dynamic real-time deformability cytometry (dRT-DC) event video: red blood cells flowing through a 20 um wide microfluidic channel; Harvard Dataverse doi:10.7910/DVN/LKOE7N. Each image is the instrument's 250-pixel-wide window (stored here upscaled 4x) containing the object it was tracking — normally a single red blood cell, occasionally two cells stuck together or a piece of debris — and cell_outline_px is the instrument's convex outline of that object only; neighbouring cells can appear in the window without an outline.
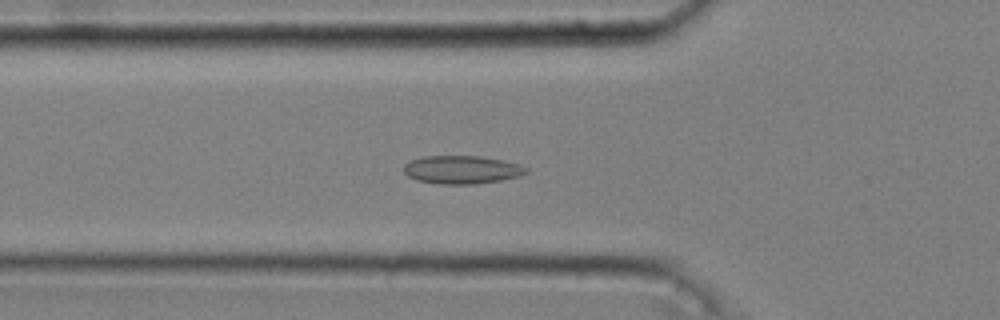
{"species": "common noctule bat (a hibernating species)", "species_latin": "Nyctalus noctula", "temperature_condition": "cold", "stored_images_in_passage": 54, "camera_frame_rate_fps": 3000, "um_per_image_px": 0.085, "animal": {"sex": "male", "body_mass_g": 20.4}, "frame": {"image": 1, "passage_image": 19, "time_ms": 6.0, "image_size_px": [1000, 320], "cell_outline_px": [[528, 172], [520, 176], [500, 180], [476, 184], [436, 184], [416, 180], [408, 176], [404, 172], [404, 164], [412, 160], [424, 156], [480, 156], [504, 160], [520, 164], [528, 168]], "centroid_in_image_um": [39.27, 14.43], "position_along_channel_um": 86.5, "area_um2": 20.23}}
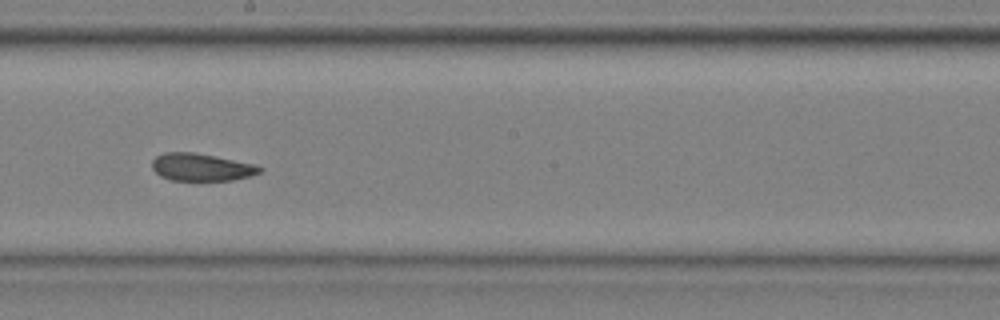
{"frame": {"image": 2, "passage_image": 31, "time_ms": 10.0, "image_size_px": [1000, 320], "cell_outline_px": [[264, 168], [260, 172], [252, 176], [232, 180], [172, 180], [160, 176], [152, 168], [152, 160], [156, 156], [164, 152], [192, 152], [252, 164]], "centroid_in_image_um": [17.08, 14.22], "position_along_channel_um": 231.1, "area_um2": 16.99}}
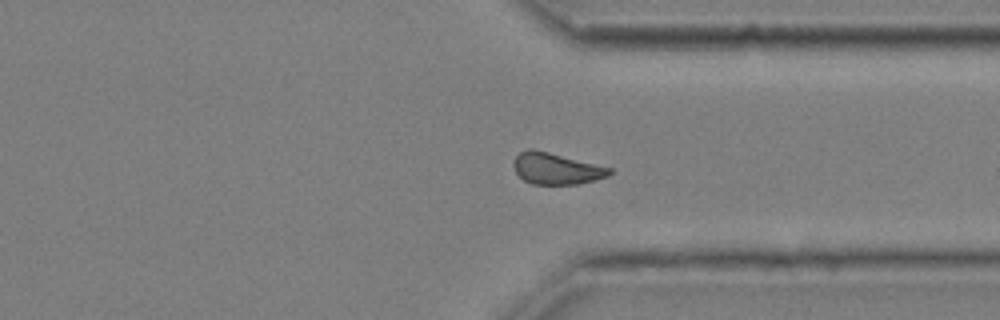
{"frame": {"image": 3, "passage_image": 42, "time_ms": 13.667, "image_size_px": [1000, 320], "cell_outline_px": [[612, 172], [608, 176], [596, 180], [576, 184], [532, 184], [524, 180], [516, 172], [512, 164], [516, 156], [520, 152], [528, 148], [532, 148], [612, 168]], "centroid_in_image_um": [47.27, 14.33], "position_along_channel_um": 364.1, "area_um2": 17.46}, "authors_computed_cell_mechanics": {"area_um2": 17.9469, "velocity_mm_per_s": 3.6097, "shape_relaxation_time_tau1_ms": null, "shape_relaxation_time_tau2_ms": 2.9577, "deformation_change_tau1": null, "deformation_change_tau2": 0.0898}}